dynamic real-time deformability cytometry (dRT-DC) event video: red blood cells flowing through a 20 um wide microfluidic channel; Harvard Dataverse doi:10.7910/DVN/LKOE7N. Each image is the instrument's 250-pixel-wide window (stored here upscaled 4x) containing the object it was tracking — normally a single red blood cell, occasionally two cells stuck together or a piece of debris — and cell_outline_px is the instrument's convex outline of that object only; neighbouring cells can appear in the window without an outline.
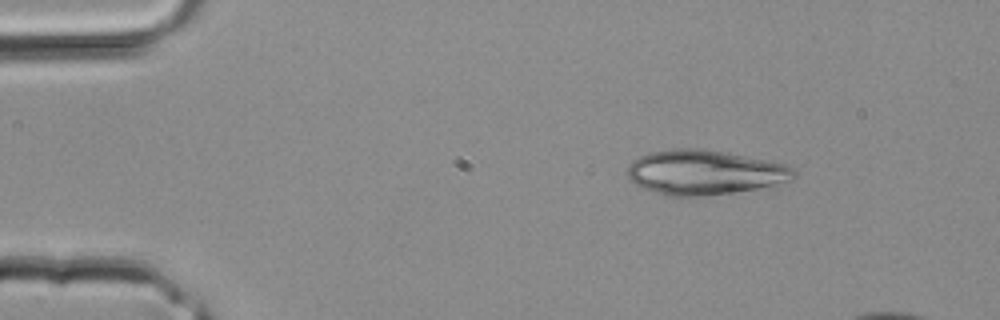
{"species": "common noctule bat (a hibernating species)", "species_latin": "Nyctalus noctula", "temperature_condition": "room temperature", "stored_images_in_passage": 3, "camera_frame_rate_fps": 3000, "um_per_image_px": 0.085, "animal": {"sex": "male", "body_mass_g": 20.4}, "frame": {"image": 1, "passage_image": 1, "time_ms": 0.0, "image_size_px": [1000, 320], "cell_outline_px": [[796, 176], [776, 184], [756, 188], [732, 192], [700, 196], [664, 196], [640, 188], [628, 180], [624, 172], [628, 164], [632, 160], [648, 152], [672, 148], [704, 148], [788, 164], [796, 172]], "centroid_in_image_um": [59.76, 14.64], "position_along_channel_um": 25.2, "area_um2": 43.81}}